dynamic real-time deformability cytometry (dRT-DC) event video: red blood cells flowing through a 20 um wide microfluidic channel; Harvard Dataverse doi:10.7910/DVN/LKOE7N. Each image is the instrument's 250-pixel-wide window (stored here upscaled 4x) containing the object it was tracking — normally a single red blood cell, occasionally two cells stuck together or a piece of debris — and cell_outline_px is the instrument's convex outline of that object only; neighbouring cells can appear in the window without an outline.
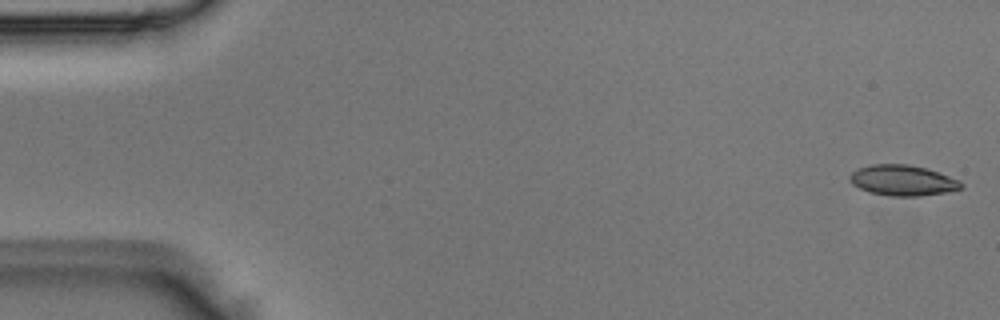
{"species": "Egyptian fruit bat (a non-hibernating species)", "species_latin": "Rousettus aegyptiacus", "temperature_condition": "room temperature", "stored_images_in_passage": 50, "camera_frame_rate_fps": 3000, "um_per_image_px": 0.085, "animal": {"sex": "male"}, "frame": {"image": 1, "passage_image": 1, "time_ms": 0.0, "image_size_px": [1000, 320], "cell_outline_px": [[964, 188], [944, 192], [920, 196], [892, 196], [868, 192], [852, 184], [848, 180], [848, 176], [856, 168], [872, 164], [908, 164], [924, 168], [960, 180], [964, 184]], "centroid_in_image_um": [76.69, 15.33], "position_along_channel_um": 8.3, "area_um2": 19.88}}
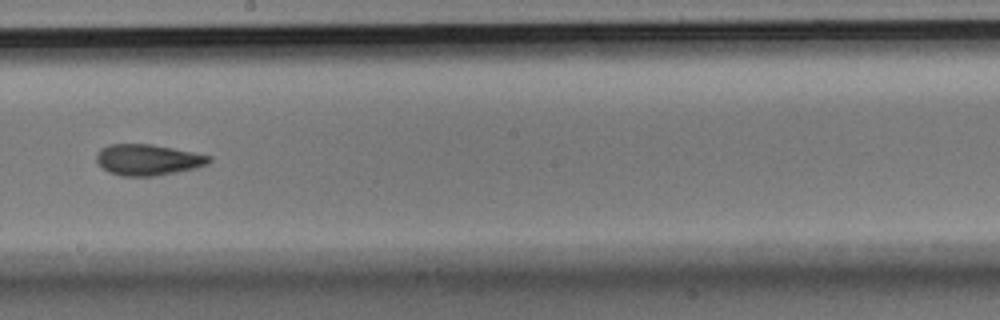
{"frame": {"image": 2, "passage_image": 28, "time_ms": 9.0, "image_size_px": [1000, 320], "cell_outline_px": [[212, 160], [208, 164], [196, 168], [156, 176], [120, 176], [108, 172], [96, 160], [96, 152], [100, 148], [108, 144], [152, 144], [212, 156]], "centroid_in_image_um": [12.56, 13.58], "position_along_channel_um": 235.6, "area_um2": 20.46}}
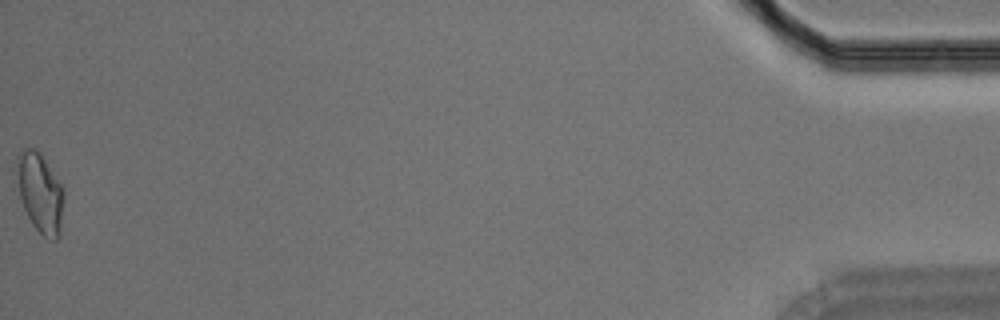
{"frame": {"image": 3, "passage_image": 50, "time_ms": 16.333, "image_size_px": [1000, 320], "cell_outline_px": [[64, 200], [60, 236], [56, 240], [52, 240], [44, 236], [32, 224], [24, 208], [20, 196], [16, 156], [24, 148], [36, 148], [40, 152], [64, 188]], "centroid_in_image_um": [3.45, 16.39], "position_along_channel_um": 431.8, "area_um2": 21.79}}